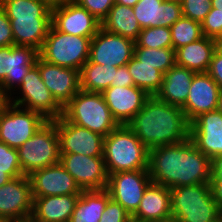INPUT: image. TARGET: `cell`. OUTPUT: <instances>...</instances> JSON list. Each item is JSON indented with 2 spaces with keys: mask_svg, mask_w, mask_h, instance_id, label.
Returning a JSON list of instances; mask_svg holds the SVG:
<instances>
[{
  "mask_svg": "<svg viewBox=\"0 0 222 222\" xmlns=\"http://www.w3.org/2000/svg\"><path fill=\"white\" fill-rule=\"evenodd\" d=\"M28 177L31 183L33 198L81 194L83 191L60 162L36 170Z\"/></svg>",
  "mask_w": 222,
  "mask_h": 222,
  "instance_id": "obj_18",
  "label": "cell"
},
{
  "mask_svg": "<svg viewBox=\"0 0 222 222\" xmlns=\"http://www.w3.org/2000/svg\"><path fill=\"white\" fill-rule=\"evenodd\" d=\"M216 42V51L222 55V37L215 40Z\"/></svg>",
  "mask_w": 222,
  "mask_h": 222,
  "instance_id": "obj_53",
  "label": "cell"
},
{
  "mask_svg": "<svg viewBox=\"0 0 222 222\" xmlns=\"http://www.w3.org/2000/svg\"><path fill=\"white\" fill-rule=\"evenodd\" d=\"M134 56L139 62L153 66L164 74L176 64L173 48H134Z\"/></svg>",
  "mask_w": 222,
  "mask_h": 222,
  "instance_id": "obj_33",
  "label": "cell"
},
{
  "mask_svg": "<svg viewBox=\"0 0 222 222\" xmlns=\"http://www.w3.org/2000/svg\"><path fill=\"white\" fill-rule=\"evenodd\" d=\"M49 8L54 9L56 7L64 6L67 3L73 2L74 0H42Z\"/></svg>",
  "mask_w": 222,
  "mask_h": 222,
  "instance_id": "obj_47",
  "label": "cell"
},
{
  "mask_svg": "<svg viewBox=\"0 0 222 222\" xmlns=\"http://www.w3.org/2000/svg\"><path fill=\"white\" fill-rule=\"evenodd\" d=\"M170 203L172 216L180 222H220L222 212L210 183L172 187Z\"/></svg>",
  "mask_w": 222,
  "mask_h": 222,
  "instance_id": "obj_4",
  "label": "cell"
},
{
  "mask_svg": "<svg viewBox=\"0 0 222 222\" xmlns=\"http://www.w3.org/2000/svg\"><path fill=\"white\" fill-rule=\"evenodd\" d=\"M111 86H134L133 78L128 72L127 65L117 67V73H115V77L112 80Z\"/></svg>",
  "mask_w": 222,
  "mask_h": 222,
  "instance_id": "obj_43",
  "label": "cell"
},
{
  "mask_svg": "<svg viewBox=\"0 0 222 222\" xmlns=\"http://www.w3.org/2000/svg\"><path fill=\"white\" fill-rule=\"evenodd\" d=\"M196 72L175 64L164 74V79L156 97L170 105L183 107L187 101L189 87Z\"/></svg>",
  "mask_w": 222,
  "mask_h": 222,
  "instance_id": "obj_24",
  "label": "cell"
},
{
  "mask_svg": "<svg viewBox=\"0 0 222 222\" xmlns=\"http://www.w3.org/2000/svg\"><path fill=\"white\" fill-rule=\"evenodd\" d=\"M189 138L209 159L222 158V113L200 114L190 123Z\"/></svg>",
  "mask_w": 222,
  "mask_h": 222,
  "instance_id": "obj_16",
  "label": "cell"
},
{
  "mask_svg": "<svg viewBox=\"0 0 222 222\" xmlns=\"http://www.w3.org/2000/svg\"><path fill=\"white\" fill-rule=\"evenodd\" d=\"M11 178L6 174V170H0V187L6 184Z\"/></svg>",
  "mask_w": 222,
  "mask_h": 222,
  "instance_id": "obj_51",
  "label": "cell"
},
{
  "mask_svg": "<svg viewBox=\"0 0 222 222\" xmlns=\"http://www.w3.org/2000/svg\"><path fill=\"white\" fill-rule=\"evenodd\" d=\"M221 90L207 72L195 73L182 107L187 121L191 123L200 114L217 110Z\"/></svg>",
  "mask_w": 222,
  "mask_h": 222,
  "instance_id": "obj_20",
  "label": "cell"
},
{
  "mask_svg": "<svg viewBox=\"0 0 222 222\" xmlns=\"http://www.w3.org/2000/svg\"><path fill=\"white\" fill-rule=\"evenodd\" d=\"M0 170H6V174L11 179L24 175L17 149L11 148L2 141H0Z\"/></svg>",
  "mask_w": 222,
  "mask_h": 222,
  "instance_id": "obj_36",
  "label": "cell"
},
{
  "mask_svg": "<svg viewBox=\"0 0 222 222\" xmlns=\"http://www.w3.org/2000/svg\"><path fill=\"white\" fill-rule=\"evenodd\" d=\"M214 199L218 203L219 210L222 212V183H210Z\"/></svg>",
  "mask_w": 222,
  "mask_h": 222,
  "instance_id": "obj_45",
  "label": "cell"
},
{
  "mask_svg": "<svg viewBox=\"0 0 222 222\" xmlns=\"http://www.w3.org/2000/svg\"><path fill=\"white\" fill-rule=\"evenodd\" d=\"M127 67L134 86L145 90L150 96L156 95L161 88L164 73L154 69L153 66L139 62L135 56L130 59Z\"/></svg>",
  "mask_w": 222,
  "mask_h": 222,
  "instance_id": "obj_31",
  "label": "cell"
},
{
  "mask_svg": "<svg viewBox=\"0 0 222 222\" xmlns=\"http://www.w3.org/2000/svg\"><path fill=\"white\" fill-rule=\"evenodd\" d=\"M54 121L59 137L60 154L103 156L104 136L68 122L63 116Z\"/></svg>",
  "mask_w": 222,
  "mask_h": 222,
  "instance_id": "obj_14",
  "label": "cell"
},
{
  "mask_svg": "<svg viewBox=\"0 0 222 222\" xmlns=\"http://www.w3.org/2000/svg\"><path fill=\"white\" fill-rule=\"evenodd\" d=\"M151 182L148 169L118 172L109 174L106 189L111 198L132 216Z\"/></svg>",
  "mask_w": 222,
  "mask_h": 222,
  "instance_id": "obj_11",
  "label": "cell"
},
{
  "mask_svg": "<svg viewBox=\"0 0 222 222\" xmlns=\"http://www.w3.org/2000/svg\"><path fill=\"white\" fill-rule=\"evenodd\" d=\"M138 1L139 0H115V3L128 7H134Z\"/></svg>",
  "mask_w": 222,
  "mask_h": 222,
  "instance_id": "obj_50",
  "label": "cell"
},
{
  "mask_svg": "<svg viewBox=\"0 0 222 222\" xmlns=\"http://www.w3.org/2000/svg\"><path fill=\"white\" fill-rule=\"evenodd\" d=\"M149 150L181 143L189 138L190 123L181 107L150 96L126 124Z\"/></svg>",
  "mask_w": 222,
  "mask_h": 222,
  "instance_id": "obj_2",
  "label": "cell"
},
{
  "mask_svg": "<svg viewBox=\"0 0 222 222\" xmlns=\"http://www.w3.org/2000/svg\"><path fill=\"white\" fill-rule=\"evenodd\" d=\"M170 216H172L170 188L151 182L131 218L135 222H148Z\"/></svg>",
  "mask_w": 222,
  "mask_h": 222,
  "instance_id": "obj_23",
  "label": "cell"
},
{
  "mask_svg": "<svg viewBox=\"0 0 222 222\" xmlns=\"http://www.w3.org/2000/svg\"><path fill=\"white\" fill-rule=\"evenodd\" d=\"M10 104V96L6 93L0 84V112Z\"/></svg>",
  "mask_w": 222,
  "mask_h": 222,
  "instance_id": "obj_46",
  "label": "cell"
},
{
  "mask_svg": "<svg viewBox=\"0 0 222 222\" xmlns=\"http://www.w3.org/2000/svg\"><path fill=\"white\" fill-rule=\"evenodd\" d=\"M32 210L33 196L28 176L12 178L0 187V222L29 216Z\"/></svg>",
  "mask_w": 222,
  "mask_h": 222,
  "instance_id": "obj_15",
  "label": "cell"
},
{
  "mask_svg": "<svg viewBox=\"0 0 222 222\" xmlns=\"http://www.w3.org/2000/svg\"><path fill=\"white\" fill-rule=\"evenodd\" d=\"M62 116L68 122L87 128L104 137L119 126L101 92L80 90L63 107Z\"/></svg>",
  "mask_w": 222,
  "mask_h": 222,
  "instance_id": "obj_5",
  "label": "cell"
},
{
  "mask_svg": "<svg viewBox=\"0 0 222 222\" xmlns=\"http://www.w3.org/2000/svg\"><path fill=\"white\" fill-rule=\"evenodd\" d=\"M79 6L85 8L98 21L102 22L115 4V0H74Z\"/></svg>",
  "mask_w": 222,
  "mask_h": 222,
  "instance_id": "obj_38",
  "label": "cell"
},
{
  "mask_svg": "<svg viewBox=\"0 0 222 222\" xmlns=\"http://www.w3.org/2000/svg\"><path fill=\"white\" fill-rule=\"evenodd\" d=\"M211 6L210 12H222V0H211Z\"/></svg>",
  "mask_w": 222,
  "mask_h": 222,
  "instance_id": "obj_48",
  "label": "cell"
},
{
  "mask_svg": "<svg viewBox=\"0 0 222 222\" xmlns=\"http://www.w3.org/2000/svg\"><path fill=\"white\" fill-rule=\"evenodd\" d=\"M167 1H176V2H182L183 0H167Z\"/></svg>",
  "mask_w": 222,
  "mask_h": 222,
  "instance_id": "obj_55",
  "label": "cell"
},
{
  "mask_svg": "<svg viewBox=\"0 0 222 222\" xmlns=\"http://www.w3.org/2000/svg\"><path fill=\"white\" fill-rule=\"evenodd\" d=\"M148 172L153 183L168 188L210 183L212 160L188 138L150 149Z\"/></svg>",
  "mask_w": 222,
  "mask_h": 222,
  "instance_id": "obj_1",
  "label": "cell"
},
{
  "mask_svg": "<svg viewBox=\"0 0 222 222\" xmlns=\"http://www.w3.org/2000/svg\"><path fill=\"white\" fill-rule=\"evenodd\" d=\"M148 222H180V220L177 217L170 216L164 219L152 220Z\"/></svg>",
  "mask_w": 222,
  "mask_h": 222,
  "instance_id": "obj_52",
  "label": "cell"
},
{
  "mask_svg": "<svg viewBox=\"0 0 222 222\" xmlns=\"http://www.w3.org/2000/svg\"><path fill=\"white\" fill-rule=\"evenodd\" d=\"M141 27H171L182 15L180 2L167 0H139L133 7Z\"/></svg>",
  "mask_w": 222,
  "mask_h": 222,
  "instance_id": "obj_22",
  "label": "cell"
},
{
  "mask_svg": "<svg viewBox=\"0 0 222 222\" xmlns=\"http://www.w3.org/2000/svg\"><path fill=\"white\" fill-rule=\"evenodd\" d=\"M103 159L108 175L148 169L149 149L127 125H119L104 138Z\"/></svg>",
  "mask_w": 222,
  "mask_h": 222,
  "instance_id": "obj_3",
  "label": "cell"
},
{
  "mask_svg": "<svg viewBox=\"0 0 222 222\" xmlns=\"http://www.w3.org/2000/svg\"><path fill=\"white\" fill-rule=\"evenodd\" d=\"M92 38L60 32L51 25L39 56L51 64L80 71L88 61Z\"/></svg>",
  "mask_w": 222,
  "mask_h": 222,
  "instance_id": "obj_7",
  "label": "cell"
},
{
  "mask_svg": "<svg viewBox=\"0 0 222 222\" xmlns=\"http://www.w3.org/2000/svg\"><path fill=\"white\" fill-rule=\"evenodd\" d=\"M52 26L73 36L94 37L101 28V22L73 1L52 9Z\"/></svg>",
  "mask_w": 222,
  "mask_h": 222,
  "instance_id": "obj_19",
  "label": "cell"
},
{
  "mask_svg": "<svg viewBox=\"0 0 222 222\" xmlns=\"http://www.w3.org/2000/svg\"><path fill=\"white\" fill-rule=\"evenodd\" d=\"M17 151L25 176L59 163L60 146L55 121L47 120Z\"/></svg>",
  "mask_w": 222,
  "mask_h": 222,
  "instance_id": "obj_6",
  "label": "cell"
},
{
  "mask_svg": "<svg viewBox=\"0 0 222 222\" xmlns=\"http://www.w3.org/2000/svg\"><path fill=\"white\" fill-rule=\"evenodd\" d=\"M102 95L119 125H126L150 97L145 90L136 86H111L105 89Z\"/></svg>",
  "mask_w": 222,
  "mask_h": 222,
  "instance_id": "obj_21",
  "label": "cell"
},
{
  "mask_svg": "<svg viewBox=\"0 0 222 222\" xmlns=\"http://www.w3.org/2000/svg\"><path fill=\"white\" fill-rule=\"evenodd\" d=\"M10 103L38 112L47 120H54L63 115V107L44 84L36 64L29 69L21 85L10 96Z\"/></svg>",
  "mask_w": 222,
  "mask_h": 222,
  "instance_id": "obj_8",
  "label": "cell"
},
{
  "mask_svg": "<svg viewBox=\"0 0 222 222\" xmlns=\"http://www.w3.org/2000/svg\"><path fill=\"white\" fill-rule=\"evenodd\" d=\"M210 183H222V158L212 160V178Z\"/></svg>",
  "mask_w": 222,
  "mask_h": 222,
  "instance_id": "obj_44",
  "label": "cell"
},
{
  "mask_svg": "<svg viewBox=\"0 0 222 222\" xmlns=\"http://www.w3.org/2000/svg\"><path fill=\"white\" fill-rule=\"evenodd\" d=\"M131 215L116 201L110 198L99 222H130Z\"/></svg>",
  "mask_w": 222,
  "mask_h": 222,
  "instance_id": "obj_39",
  "label": "cell"
},
{
  "mask_svg": "<svg viewBox=\"0 0 222 222\" xmlns=\"http://www.w3.org/2000/svg\"><path fill=\"white\" fill-rule=\"evenodd\" d=\"M10 222H41L37 218H35L32 214L29 216L21 217L19 219L10 221Z\"/></svg>",
  "mask_w": 222,
  "mask_h": 222,
  "instance_id": "obj_49",
  "label": "cell"
},
{
  "mask_svg": "<svg viewBox=\"0 0 222 222\" xmlns=\"http://www.w3.org/2000/svg\"><path fill=\"white\" fill-rule=\"evenodd\" d=\"M110 198L107 189L83 190L69 222H99Z\"/></svg>",
  "mask_w": 222,
  "mask_h": 222,
  "instance_id": "obj_29",
  "label": "cell"
},
{
  "mask_svg": "<svg viewBox=\"0 0 222 222\" xmlns=\"http://www.w3.org/2000/svg\"><path fill=\"white\" fill-rule=\"evenodd\" d=\"M35 64L55 100L64 107L81 90L80 71L51 64L40 56Z\"/></svg>",
  "mask_w": 222,
  "mask_h": 222,
  "instance_id": "obj_17",
  "label": "cell"
},
{
  "mask_svg": "<svg viewBox=\"0 0 222 222\" xmlns=\"http://www.w3.org/2000/svg\"><path fill=\"white\" fill-rule=\"evenodd\" d=\"M135 41L100 28L91 39L88 61L100 65L125 66L134 56Z\"/></svg>",
  "mask_w": 222,
  "mask_h": 222,
  "instance_id": "obj_12",
  "label": "cell"
},
{
  "mask_svg": "<svg viewBox=\"0 0 222 222\" xmlns=\"http://www.w3.org/2000/svg\"><path fill=\"white\" fill-rule=\"evenodd\" d=\"M182 15L202 23L206 15L211 11V0H183Z\"/></svg>",
  "mask_w": 222,
  "mask_h": 222,
  "instance_id": "obj_37",
  "label": "cell"
},
{
  "mask_svg": "<svg viewBox=\"0 0 222 222\" xmlns=\"http://www.w3.org/2000/svg\"><path fill=\"white\" fill-rule=\"evenodd\" d=\"M217 110L222 113V90L219 95Z\"/></svg>",
  "mask_w": 222,
  "mask_h": 222,
  "instance_id": "obj_54",
  "label": "cell"
},
{
  "mask_svg": "<svg viewBox=\"0 0 222 222\" xmlns=\"http://www.w3.org/2000/svg\"><path fill=\"white\" fill-rule=\"evenodd\" d=\"M203 35L207 38L222 37V12H209L201 23Z\"/></svg>",
  "mask_w": 222,
  "mask_h": 222,
  "instance_id": "obj_40",
  "label": "cell"
},
{
  "mask_svg": "<svg viewBox=\"0 0 222 222\" xmlns=\"http://www.w3.org/2000/svg\"><path fill=\"white\" fill-rule=\"evenodd\" d=\"M207 73L222 89V55L217 51L213 53Z\"/></svg>",
  "mask_w": 222,
  "mask_h": 222,
  "instance_id": "obj_42",
  "label": "cell"
},
{
  "mask_svg": "<svg viewBox=\"0 0 222 222\" xmlns=\"http://www.w3.org/2000/svg\"><path fill=\"white\" fill-rule=\"evenodd\" d=\"M135 48H172L170 27H147L139 33Z\"/></svg>",
  "mask_w": 222,
  "mask_h": 222,
  "instance_id": "obj_35",
  "label": "cell"
},
{
  "mask_svg": "<svg viewBox=\"0 0 222 222\" xmlns=\"http://www.w3.org/2000/svg\"><path fill=\"white\" fill-rule=\"evenodd\" d=\"M47 121L40 113L9 104L0 112V141L18 149Z\"/></svg>",
  "mask_w": 222,
  "mask_h": 222,
  "instance_id": "obj_9",
  "label": "cell"
},
{
  "mask_svg": "<svg viewBox=\"0 0 222 222\" xmlns=\"http://www.w3.org/2000/svg\"><path fill=\"white\" fill-rule=\"evenodd\" d=\"M115 73H117V67L87 61L80 70L81 90L102 93L111 87Z\"/></svg>",
  "mask_w": 222,
  "mask_h": 222,
  "instance_id": "obj_30",
  "label": "cell"
},
{
  "mask_svg": "<svg viewBox=\"0 0 222 222\" xmlns=\"http://www.w3.org/2000/svg\"><path fill=\"white\" fill-rule=\"evenodd\" d=\"M80 194L33 198L32 215L41 222H69Z\"/></svg>",
  "mask_w": 222,
  "mask_h": 222,
  "instance_id": "obj_25",
  "label": "cell"
},
{
  "mask_svg": "<svg viewBox=\"0 0 222 222\" xmlns=\"http://www.w3.org/2000/svg\"><path fill=\"white\" fill-rule=\"evenodd\" d=\"M38 56L39 51L31 46L0 47V84L9 96L21 85Z\"/></svg>",
  "mask_w": 222,
  "mask_h": 222,
  "instance_id": "obj_10",
  "label": "cell"
},
{
  "mask_svg": "<svg viewBox=\"0 0 222 222\" xmlns=\"http://www.w3.org/2000/svg\"><path fill=\"white\" fill-rule=\"evenodd\" d=\"M170 31L174 50L204 37L201 23L183 16L170 27Z\"/></svg>",
  "mask_w": 222,
  "mask_h": 222,
  "instance_id": "obj_34",
  "label": "cell"
},
{
  "mask_svg": "<svg viewBox=\"0 0 222 222\" xmlns=\"http://www.w3.org/2000/svg\"><path fill=\"white\" fill-rule=\"evenodd\" d=\"M60 164L82 190H103L108 185V173L103 156L60 154Z\"/></svg>",
  "mask_w": 222,
  "mask_h": 222,
  "instance_id": "obj_13",
  "label": "cell"
},
{
  "mask_svg": "<svg viewBox=\"0 0 222 222\" xmlns=\"http://www.w3.org/2000/svg\"><path fill=\"white\" fill-rule=\"evenodd\" d=\"M0 7L8 19L52 18V9L42 0H5Z\"/></svg>",
  "mask_w": 222,
  "mask_h": 222,
  "instance_id": "obj_32",
  "label": "cell"
},
{
  "mask_svg": "<svg viewBox=\"0 0 222 222\" xmlns=\"http://www.w3.org/2000/svg\"><path fill=\"white\" fill-rule=\"evenodd\" d=\"M101 28L112 34L136 41L141 27L134 15L133 7L115 3L108 12L106 18L101 22Z\"/></svg>",
  "mask_w": 222,
  "mask_h": 222,
  "instance_id": "obj_28",
  "label": "cell"
},
{
  "mask_svg": "<svg viewBox=\"0 0 222 222\" xmlns=\"http://www.w3.org/2000/svg\"><path fill=\"white\" fill-rule=\"evenodd\" d=\"M11 22L14 45L31 46L40 51L52 18L9 19Z\"/></svg>",
  "mask_w": 222,
  "mask_h": 222,
  "instance_id": "obj_27",
  "label": "cell"
},
{
  "mask_svg": "<svg viewBox=\"0 0 222 222\" xmlns=\"http://www.w3.org/2000/svg\"><path fill=\"white\" fill-rule=\"evenodd\" d=\"M215 51V40L204 36L195 42L176 49V64L196 73L207 72Z\"/></svg>",
  "mask_w": 222,
  "mask_h": 222,
  "instance_id": "obj_26",
  "label": "cell"
},
{
  "mask_svg": "<svg viewBox=\"0 0 222 222\" xmlns=\"http://www.w3.org/2000/svg\"><path fill=\"white\" fill-rule=\"evenodd\" d=\"M14 45L11 22L0 7V47Z\"/></svg>",
  "mask_w": 222,
  "mask_h": 222,
  "instance_id": "obj_41",
  "label": "cell"
}]
</instances>
